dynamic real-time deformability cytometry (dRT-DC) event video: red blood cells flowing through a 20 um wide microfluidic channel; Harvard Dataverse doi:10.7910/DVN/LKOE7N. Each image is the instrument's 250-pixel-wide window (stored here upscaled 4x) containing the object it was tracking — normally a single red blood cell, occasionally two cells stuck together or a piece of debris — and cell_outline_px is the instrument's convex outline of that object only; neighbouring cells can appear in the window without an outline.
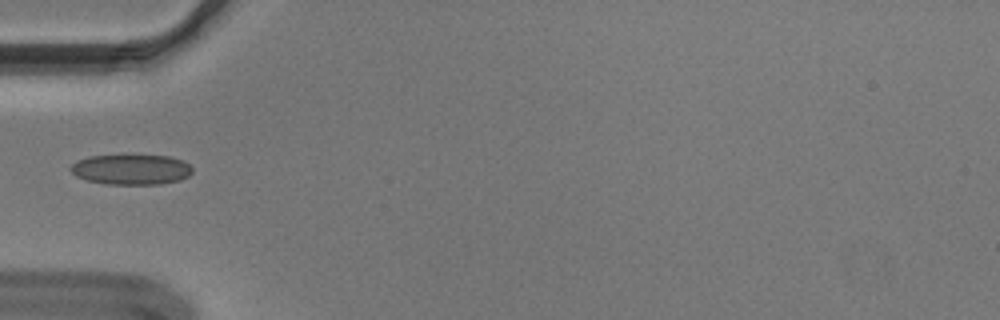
{"species": "Egyptian fruit bat (a non-hibernating species)", "species_latin": "Rousettus aegyptiacus", "temperature_condition": "cold", "stored_images_in_passage": 10, "camera_frame_rate_fps": 3000, "um_per_image_px": 0.085, "animal": {"sex": "male"}, "frame": {"image": 1, "passage_image": 1, "time_ms": 0.0, "image_size_px": [1000, 320], "cell_outline_px": [[192, 172], [188, 176], [180, 180], [160, 184], [108, 184], [88, 180], [76, 176], [68, 168], [76, 160], [88, 156], [168, 156], [184, 160], [192, 168]], "centroid_in_image_um": [11.15, 14.41], "position_along_channel_um": 73.9, "area_um2": 21.33}}